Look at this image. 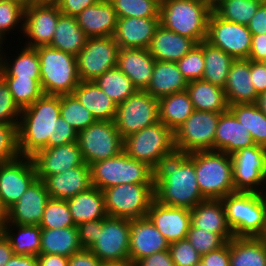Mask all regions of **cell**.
I'll return each instance as SVG.
<instances>
[{
  "instance_id": "6da1fadb",
  "label": "cell",
  "mask_w": 266,
  "mask_h": 266,
  "mask_svg": "<svg viewBox=\"0 0 266 266\" xmlns=\"http://www.w3.org/2000/svg\"><path fill=\"white\" fill-rule=\"evenodd\" d=\"M152 169L155 200L159 203L191 210L206 200L197 183L193 152L175 148L163 155Z\"/></svg>"
},
{
  "instance_id": "7a4b0ae2",
  "label": "cell",
  "mask_w": 266,
  "mask_h": 266,
  "mask_svg": "<svg viewBox=\"0 0 266 266\" xmlns=\"http://www.w3.org/2000/svg\"><path fill=\"white\" fill-rule=\"evenodd\" d=\"M60 117V95H43L22 109L17 126L20 156L32 157L55 146L56 123Z\"/></svg>"
},
{
  "instance_id": "3957f363",
  "label": "cell",
  "mask_w": 266,
  "mask_h": 266,
  "mask_svg": "<svg viewBox=\"0 0 266 266\" xmlns=\"http://www.w3.org/2000/svg\"><path fill=\"white\" fill-rule=\"evenodd\" d=\"M193 163L205 199L221 200L235 192L231 155L214 150L195 151Z\"/></svg>"
},
{
  "instance_id": "277c9868",
  "label": "cell",
  "mask_w": 266,
  "mask_h": 266,
  "mask_svg": "<svg viewBox=\"0 0 266 266\" xmlns=\"http://www.w3.org/2000/svg\"><path fill=\"white\" fill-rule=\"evenodd\" d=\"M211 11L202 0H164L160 5V24L199 44L207 38Z\"/></svg>"
},
{
  "instance_id": "5b68a950",
  "label": "cell",
  "mask_w": 266,
  "mask_h": 266,
  "mask_svg": "<svg viewBox=\"0 0 266 266\" xmlns=\"http://www.w3.org/2000/svg\"><path fill=\"white\" fill-rule=\"evenodd\" d=\"M234 237H259L265 226L266 196L234 192L221 199Z\"/></svg>"
},
{
  "instance_id": "8992f818",
  "label": "cell",
  "mask_w": 266,
  "mask_h": 266,
  "mask_svg": "<svg viewBox=\"0 0 266 266\" xmlns=\"http://www.w3.org/2000/svg\"><path fill=\"white\" fill-rule=\"evenodd\" d=\"M36 50L40 59V81L44 94H72L81 82L76 56L50 46H39Z\"/></svg>"
},
{
  "instance_id": "52a82bcc",
  "label": "cell",
  "mask_w": 266,
  "mask_h": 266,
  "mask_svg": "<svg viewBox=\"0 0 266 266\" xmlns=\"http://www.w3.org/2000/svg\"><path fill=\"white\" fill-rule=\"evenodd\" d=\"M92 186L100 190L119 184H153V169L123 151L90 165Z\"/></svg>"
},
{
  "instance_id": "ba28073f",
  "label": "cell",
  "mask_w": 266,
  "mask_h": 266,
  "mask_svg": "<svg viewBox=\"0 0 266 266\" xmlns=\"http://www.w3.org/2000/svg\"><path fill=\"white\" fill-rule=\"evenodd\" d=\"M174 149V132L160 121L123 139V152L152 168L163 155Z\"/></svg>"
},
{
  "instance_id": "9c48e42d",
  "label": "cell",
  "mask_w": 266,
  "mask_h": 266,
  "mask_svg": "<svg viewBox=\"0 0 266 266\" xmlns=\"http://www.w3.org/2000/svg\"><path fill=\"white\" fill-rule=\"evenodd\" d=\"M103 194L108 216L128 219L146 217L155 199L153 184H119Z\"/></svg>"
},
{
  "instance_id": "30bf717a",
  "label": "cell",
  "mask_w": 266,
  "mask_h": 266,
  "mask_svg": "<svg viewBox=\"0 0 266 266\" xmlns=\"http://www.w3.org/2000/svg\"><path fill=\"white\" fill-rule=\"evenodd\" d=\"M159 122V102L146 90H137L117 105L114 123L122 138Z\"/></svg>"
},
{
  "instance_id": "8fae6325",
  "label": "cell",
  "mask_w": 266,
  "mask_h": 266,
  "mask_svg": "<svg viewBox=\"0 0 266 266\" xmlns=\"http://www.w3.org/2000/svg\"><path fill=\"white\" fill-rule=\"evenodd\" d=\"M77 142L83 160L89 166L115 157L123 151V138L116 129L114 121L96 120L78 133Z\"/></svg>"
},
{
  "instance_id": "7c38bea8",
  "label": "cell",
  "mask_w": 266,
  "mask_h": 266,
  "mask_svg": "<svg viewBox=\"0 0 266 266\" xmlns=\"http://www.w3.org/2000/svg\"><path fill=\"white\" fill-rule=\"evenodd\" d=\"M220 114L194 110L174 132L175 148L188 153L214 150V138Z\"/></svg>"
},
{
  "instance_id": "4fadbf2b",
  "label": "cell",
  "mask_w": 266,
  "mask_h": 266,
  "mask_svg": "<svg viewBox=\"0 0 266 266\" xmlns=\"http://www.w3.org/2000/svg\"><path fill=\"white\" fill-rule=\"evenodd\" d=\"M119 46L112 36L87 38L76 56L80 81H94L117 66Z\"/></svg>"
},
{
  "instance_id": "5bb4252c",
  "label": "cell",
  "mask_w": 266,
  "mask_h": 266,
  "mask_svg": "<svg viewBox=\"0 0 266 266\" xmlns=\"http://www.w3.org/2000/svg\"><path fill=\"white\" fill-rule=\"evenodd\" d=\"M206 41L237 59H248L252 34L246 25L220 18L213 10L208 18Z\"/></svg>"
},
{
  "instance_id": "9a60e30c",
  "label": "cell",
  "mask_w": 266,
  "mask_h": 266,
  "mask_svg": "<svg viewBox=\"0 0 266 266\" xmlns=\"http://www.w3.org/2000/svg\"><path fill=\"white\" fill-rule=\"evenodd\" d=\"M129 219L107 216L96 242L89 249L102 262H122L129 260Z\"/></svg>"
},
{
  "instance_id": "2e32d148",
  "label": "cell",
  "mask_w": 266,
  "mask_h": 266,
  "mask_svg": "<svg viewBox=\"0 0 266 266\" xmlns=\"http://www.w3.org/2000/svg\"><path fill=\"white\" fill-rule=\"evenodd\" d=\"M37 179L31 157L19 156L0 164V202L7 211Z\"/></svg>"
},
{
  "instance_id": "e0dca14e",
  "label": "cell",
  "mask_w": 266,
  "mask_h": 266,
  "mask_svg": "<svg viewBox=\"0 0 266 266\" xmlns=\"http://www.w3.org/2000/svg\"><path fill=\"white\" fill-rule=\"evenodd\" d=\"M235 192L261 193L266 148L253 145L231 155Z\"/></svg>"
},
{
  "instance_id": "ac0fdd59",
  "label": "cell",
  "mask_w": 266,
  "mask_h": 266,
  "mask_svg": "<svg viewBox=\"0 0 266 266\" xmlns=\"http://www.w3.org/2000/svg\"><path fill=\"white\" fill-rule=\"evenodd\" d=\"M61 12L56 3H34L24 11V29L21 41L28 47L48 46L54 36Z\"/></svg>"
},
{
  "instance_id": "d6986e66",
  "label": "cell",
  "mask_w": 266,
  "mask_h": 266,
  "mask_svg": "<svg viewBox=\"0 0 266 266\" xmlns=\"http://www.w3.org/2000/svg\"><path fill=\"white\" fill-rule=\"evenodd\" d=\"M31 158L40 180L84 163L78 142L42 149Z\"/></svg>"
},
{
  "instance_id": "ffe728a7",
  "label": "cell",
  "mask_w": 266,
  "mask_h": 266,
  "mask_svg": "<svg viewBox=\"0 0 266 266\" xmlns=\"http://www.w3.org/2000/svg\"><path fill=\"white\" fill-rule=\"evenodd\" d=\"M49 198L43 180L36 179L7 210L6 219L2 224L39 225Z\"/></svg>"
},
{
  "instance_id": "44dd1931",
  "label": "cell",
  "mask_w": 266,
  "mask_h": 266,
  "mask_svg": "<svg viewBox=\"0 0 266 266\" xmlns=\"http://www.w3.org/2000/svg\"><path fill=\"white\" fill-rule=\"evenodd\" d=\"M129 226V261L133 264L153 253L169 249L170 243L147 216L129 219Z\"/></svg>"
},
{
  "instance_id": "7402d4cb",
  "label": "cell",
  "mask_w": 266,
  "mask_h": 266,
  "mask_svg": "<svg viewBox=\"0 0 266 266\" xmlns=\"http://www.w3.org/2000/svg\"><path fill=\"white\" fill-rule=\"evenodd\" d=\"M147 217L169 243L185 239L191 225L190 209L166 206L155 199Z\"/></svg>"
},
{
  "instance_id": "603a6c76",
  "label": "cell",
  "mask_w": 266,
  "mask_h": 266,
  "mask_svg": "<svg viewBox=\"0 0 266 266\" xmlns=\"http://www.w3.org/2000/svg\"><path fill=\"white\" fill-rule=\"evenodd\" d=\"M160 18H118L114 40L119 48L148 49Z\"/></svg>"
},
{
  "instance_id": "cb8c5ba5",
  "label": "cell",
  "mask_w": 266,
  "mask_h": 266,
  "mask_svg": "<svg viewBox=\"0 0 266 266\" xmlns=\"http://www.w3.org/2000/svg\"><path fill=\"white\" fill-rule=\"evenodd\" d=\"M43 182L49 197L54 199L66 200L93 187L90 166L85 162L60 174L46 177Z\"/></svg>"
},
{
  "instance_id": "d4e9b609",
  "label": "cell",
  "mask_w": 266,
  "mask_h": 266,
  "mask_svg": "<svg viewBox=\"0 0 266 266\" xmlns=\"http://www.w3.org/2000/svg\"><path fill=\"white\" fill-rule=\"evenodd\" d=\"M155 61L148 49L120 48L117 67L138 90H146L151 80Z\"/></svg>"
},
{
  "instance_id": "484cf974",
  "label": "cell",
  "mask_w": 266,
  "mask_h": 266,
  "mask_svg": "<svg viewBox=\"0 0 266 266\" xmlns=\"http://www.w3.org/2000/svg\"><path fill=\"white\" fill-rule=\"evenodd\" d=\"M87 38L114 36L118 16L108 0L91 5L76 16Z\"/></svg>"
},
{
  "instance_id": "4316f807",
  "label": "cell",
  "mask_w": 266,
  "mask_h": 266,
  "mask_svg": "<svg viewBox=\"0 0 266 266\" xmlns=\"http://www.w3.org/2000/svg\"><path fill=\"white\" fill-rule=\"evenodd\" d=\"M255 145L250 132L228 110L221 113L214 138V151L232 155L242 148Z\"/></svg>"
},
{
  "instance_id": "83f0119b",
  "label": "cell",
  "mask_w": 266,
  "mask_h": 266,
  "mask_svg": "<svg viewBox=\"0 0 266 266\" xmlns=\"http://www.w3.org/2000/svg\"><path fill=\"white\" fill-rule=\"evenodd\" d=\"M196 44L193 39L168 30L160 24L148 50L157 61L178 62Z\"/></svg>"
},
{
  "instance_id": "f1b7e54d",
  "label": "cell",
  "mask_w": 266,
  "mask_h": 266,
  "mask_svg": "<svg viewBox=\"0 0 266 266\" xmlns=\"http://www.w3.org/2000/svg\"><path fill=\"white\" fill-rule=\"evenodd\" d=\"M190 212L193 227L221 235L227 242L234 238L221 200L206 199Z\"/></svg>"
},
{
  "instance_id": "f546056e",
  "label": "cell",
  "mask_w": 266,
  "mask_h": 266,
  "mask_svg": "<svg viewBox=\"0 0 266 266\" xmlns=\"http://www.w3.org/2000/svg\"><path fill=\"white\" fill-rule=\"evenodd\" d=\"M223 89L229 105L256 102L258 94L250 78V60L237 59L232 63Z\"/></svg>"
},
{
  "instance_id": "4dcf8cb0",
  "label": "cell",
  "mask_w": 266,
  "mask_h": 266,
  "mask_svg": "<svg viewBox=\"0 0 266 266\" xmlns=\"http://www.w3.org/2000/svg\"><path fill=\"white\" fill-rule=\"evenodd\" d=\"M4 47V44H2L1 77L33 78L40 80V59L36 48L17 45L16 50L18 52L14 51L15 54H11L9 51V55L12 58L7 54L8 51ZM18 47H20V50Z\"/></svg>"
},
{
  "instance_id": "1f68e13d",
  "label": "cell",
  "mask_w": 266,
  "mask_h": 266,
  "mask_svg": "<svg viewBox=\"0 0 266 266\" xmlns=\"http://www.w3.org/2000/svg\"><path fill=\"white\" fill-rule=\"evenodd\" d=\"M98 121H114L117 104L94 81H81L72 93Z\"/></svg>"
},
{
  "instance_id": "d6a6232c",
  "label": "cell",
  "mask_w": 266,
  "mask_h": 266,
  "mask_svg": "<svg viewBox=\"0 0 266 266\" xmlns=\"http://www.w3.org/2000/svg\"><path fill=\"white\" fill-rule=\"evenodd\" d=\"M188 82L176 62L155 61L154 70L146 91L158 100L187 89Z\"/></svg>"
},
{
  "instance_id": "836d02e7",
  "label": "cell",
  "mask_w": 266,
  "mask_h": 266,
  "mask_svg": "<svg viewBox=\"0 0 266 266\" xmlns=\"http://www.w3.org/2000/svg\"><path fill=\"white\" fill-rule=\"evenodd\" d=\"M66 201L76 226L86 221L104 219L108 216L103 191L96 187L78 193Z\"/></svg>"
},
{
  "instance_id": "e575fe53",
  "label": "cell",
  "mask_w": 266,
  "mask_h": 266,
  "mask_svg": "<svg viewBox=\"0 0 266 266\" xmlns=\"http://www.w3.org/2000/svg\"><path fill=\"white\" fill-rule=\"evenodd\" d=\"M186 91L194 110L214 113H224L229 110L223 87L200 79L188 82Z\"/></svg>"
},
{
  "instance_id": "d590c367",
  "label": "cell",
  "mask_w": 266,
  "mask_h": 266,
  "mask_svg": "<svg viewBox=\"0 0 266 266\" xmlns=\"http://www.w3.org/2000/svg\"><path fill=\"white\" fill-rule=\"evenodd\" d=\"M0 231L8 239L14 255L38 256L41 247L39 225L1 224Z\"/></svg>"
},
{
  "instance_id": "8d00e7d4",
  "label": "cell",
  "mask_w": 266,
  "mask_h": 266,
  "mask_svg": "<svg viewBox=\"0 0 266 266\" xmlns=\"http://www.w3.org/2000/svg\"><path fill=\"white\" fill-rule=\"evenodd\" d=\"M230 266H266V242L260 237L232 238Z\"/></svg>"
},
{
  "instance_id": "74e56055",
  "label": "cell",
  "mask_w": 266,
  "mask_h": 266,
  "mask_svg": "<svg viewBox=\"0 0 266 266\" xmlns=\"http://www.w3.org/2000/svg\"><path fill=\"white\" fill-rule=\"evenodd\" d=\"M86 40L87 37L78 25L76 17L60 14L53 39L48 46L77 56Z\"/></svg>"
},
{
  "instance_id": "f35d334b",
  "label": "cell",
  "mask_w": 266,
  "mask_h": 266,
  "mask_svg": "<svg viewBox=\"0 0 266 266\" xmlns=\"http://www.w3.org/2000/svg\"><path fill=\"white\" fill-rule=\"evenodd\" d=\"M82 250L77 227L41 229L40 254H57L70 257Z\"/></svg>"
},
{
  "instance_id": "ab89813d",
  "label": "cell",
  "mask_w": 266,
  "mask_h": 266,
  "mask_svg": "<svg viewBox=\"0 0 266 266\" xmlns=\"http://www.w3.org/2000/svg\"><path fill=\"white\" fill-rule=\"evenodd\" d=\"M159 102V121L175 132L194 111L186 90L162 97Z\"/></svg>"
},
{
  "instance_id": "60d3db41",
  "label": "cell",
  "mask_w": 266,
  "mask_h": 266,
  "mask_svg": "<svg viewBox=\"0 0 266 266\" xmlns=\"http://www.w3.org/2000/svg\"><path fill=\"white\" fill-rule=\"evenodd\" d=\"M198 45L203 49L205 61L202 80L224 88L235 59L206 40L201 41Z\"/></svg>"
},
{
  "instance_id": "b9f144b4",
  "label": "cell",
  "mask_w": 266,
  "mask_h": 266,
  "mask_svg": "<svg viewBox=\"0 0 266 266\" xmlns=\"http://www.w3.org/2000/svg\"><path fill=\"white\" fill-rule=\"evenodd\" d=\"M229 111L251 134L254 143L266 148V116L255 103L229 105Z\"/></svg>"
},
{
  "instance_id": "7bdbcfd3",
  "label": "cell",
  "mask_w": 266,
  "mask_h": 266,
  "mask_svg": "<svg viewBox=\"0 0 266 266\" xmlns=\"http://www.w3.org/2000/svg\"><path fill=\"white\" fill-rule=\"evenodd\" d=\"M94 82L117 105L126 101L138 90L117 66L104 72Z\"/></svg>"
},
{
  "instance_id": "ee69618b",
  "label": "cell",
  "mask_w": 266,
  "mask_h": 266,
  "mask_svg": "<svg viewBox=\"0 0 266 266\" xmlns=\"http://www.w3.org/2000/svg\"><path fill=\"white\" fill-rule=\"evenodd\" d=\"M60 117L77 133L88 128L96 119L73 94L60 95Z\"/></svg>"
},
{
  "instance_id": "f6af8a7d",
  "label": "cell",
  "mask_w": 266,
  "mask_h": 266,
  "mask_svg": "<svg viewBox=\"0 0 266 266\" xmlns=\"http://www.w3.org/2000/svg\"><path fill=\"white\" fill-rule=\"evenodd\" d=\"M262 0H224L213 11L223 20L248 25Z\"/></svg>"
},
{
  "instance_id": "bcb514c9",
  "label": "cell",
  "mask_w": 266,
  "mask_h": 266,
  "mask_svg": "<svg viewBox=\"0 0 266 266\" xmlns=\"http://www.w3.org/2000/svg\"><path fill=\"white\" fill-rule=\"evenodd\" d=\"M24 11L25 8L10 0H0V43L5 44L7 36L13 33L17 36L19 42L21 33L24 29ZM17 30V32H16ZM15 31V32H13ZM20 32V33H18ZM15 33V34H14ZM20 36H18V34ZM17 34V35H16Z\"/></svg>"
},
{
  "instance_id": "7dc6e473",
  "label": "cell",
  "mask_w": 266,
  "mask_h": 266,
  "mask_svg": "<svg viewBox=\"0 0 266 266\" xmlns=\"http://www.w3.org/2000/svg\"><path fill=\"white\" fill-rule=\"evenodd\" d=\"M2 78L8 85L15 103L21 110L30 106L44 95L40 80L19 77Z\"/></svg>"
},
{
  "instance_id": "c3c4849f",
  "label": "cell",
  "mask_w": 266,
  "mask_h": 266,
  "mask_svg": "<svg viewBox=\"0 0 266 266\" xmlns=\"http://www.w3.org/2000/svg\"><path fill=\"white\" fill-rule=\"evenodd\" d=\"M39 227L41 229L76 227L67 201L64 199L49 198L46 202Z\"/></svg>"
},
{
  "instance_id": "681fc988",
  "label": "cell",
  "mask_w": 266,
  "mask_h": 266,
  "mask_svg": "<svg viewBox=\"0 0 266 266\" xmlns=\"http://www.w3.org/2000/svg\"><path fill=\"white\" fill-rule=\"evenodd\" d=\"M118 18H160V5L154 0H108Z\"/></svg>"
},
{
  "instance_id": "f907efd6",
  "label": "cell",
  "mask_w": 266,
  "mask_h": 266,
  "mask_svg": "<svg viewBox=\"0 0 266 266\" xmlns=\"http://www.w3.org/2000/svg\"><path fill=\"white\" fill-rule=\"evenodd\" d=\"M186 239L201 256L218 250L227 243L221 235L193 227L192 225H190Z\"/></svg>"
},
{
  "instance_id": "816d5d0a",
  "label": "cell",
  "mask_w": 266,
  "mask_h": 266,
  "mask_svg": "<svg viewBox=\"0 0 266 266\" xmlns=\"http://www.w3.org/2000/svg\"><path fill=\"white\" fill-rule=\"evenodd\" d=\"M176 63L187 82L202 79L205 61L203 49L198 44Z\"/></svg>"
},
{
  "instance_id": "f5cc1de1",
  "label": "cell",
  "mask_w": 266,
  "mask_h": 266,
  "mask_svg": "<svg viewBox=\"0 0 266 266\" xmlns=\"http://www.w3.org/2000/svg\"><path fill=\"white\" fill-rule=\"evenodd\" d=\"M19 156L17 125L0 124V164Z\"/></svg>"
},
{
  "instance_id": "db71d44e",
  "label": "cell",
  "mask_w": 266,
  "mask_h": 266,
  "mask_svg": "<svg viewBox=\"0 0 266 266\" xmlns=\"http://www.w3.org/2000/svg\"><path fill=\"white\" fill-rule=\"evenodd\" d=\"M21 109L15 103L8 85L0 76V124H19Z\"/></svg>"
},
{
  "instance_id": "11a10c76",
  "label": "cell",
  "mask_w": 266,
  "mask_h": 266,
  "mask_svg": "<svg viewBox=\"0 0 266 266\" xmlns=\"http://www.w3.org/2000/svg\"><path fill=\"white\" fill-rule=\"evenodd\" d=\"M168 250L175 266H194L201 260V255L186 238L170 243Z\"/></svg>"
},
{
  "instance_id": "9f6ffc18",
  "label": "cell",
  "mask_w": 266,
  "mask_h": 266,
  "mask_svg": "<svg viewBox=\"0 0 266 266\" xmlns=\"http://www.w3.org/2000/svg\"><path fill=\"white\" fill-rule=\"evenodd\" d=\"M103 219L86 221L77 225L79 241L82 249H90L96 242L99 230L102 229Z\"/></svg>"
},
{
  "instance_id": "6f0895ef",
  "label": "cell",
  "mask_w": 266,
  "mask_h": 266,
  "mask_svg": "<svg viewBox=\"0 0 266 266\" xmlns=\"http://www.w3.org/2000/svg\"><path fill=\"white\" fill-rule=\"evenodd\" d=\"M205 266H230V240L218 250L201 256Z\"/></svg>"
},
{
  "instance_id": "680465c9",
  "label": "cell",
  "mask_w": 266,
  "mask_h": 266,
  "mask_svg": "<svg viewBox=\"0 0 266 266\" xmlns=\"http://www.w3.org/2000/svg\"><path fill=\"white\" fill-rule=\"evenodd\" d=\"M100 1L101 0H57L55 3L61 14L76 17L84 9Z\"/></svg>"
},
{
  "instance_id": "91938a15",
  "label": "cell",
  "mask_w": 266,
  "mask_h": 266,
  "mask_svg": "<svg viewBox=\"0 0 266 266\" xmlns=\"http://www.w3.org/2000/svg\"><path fill=\"white\" fill-rule=\"evenodd\" d=\"M77 140L78 133L62 117H59V123H56L55 129V146L77 142Z\"/></svg>"
},
{
  "instance_id": "94428289",
  "label": "cell",
  "mask_w": 266,
  "mask_h": 266,
  "mask_svg": "<svg viewBox=\"0 0 266 266\" xmlns=\"http://www.w3.org/2000/svg\"><path fill=\"white\" fill-rule=\"evenodd\" d=\"M250 78L258 95L266 91V65L263 62L250 61Z\"/></svg>"
},
{
  "instance_id": "6125c7cd",
  "label": "cell",
  "mask_w": 266,
  "mask_h": 266,
  "mask_svg": "<svg viewBox=\"0 0 266 266\" xmlns=\"http://www.w3.org/2000/svg\"><path fill=\"white\" fill-rule=\"evenodd\" d=\"M102 263L89 249H82L69 257L68 266H102Z\"/></svg>"
},
{
  "instance_id": "be15d7a7",
  "label": "cell",
  "mask_w": 266,
  "mask_h": 266,
  "mask_svg": "<svg viewBox=\"0 0 266 266\" xmlns=\"http://www.w3.org/2000/svg\"><path fill=\"white\" fill-rule=\"evenodd\" d=\"M135 266H175V264L171 259L169 250H164L138 260Z\"/></svg>"
},
{
  "instance_id": "e7e4bbea",
  "label": "cell",
  "mask_w": 266,
  "mask_h": 266,
  "mask_svg": "<svg viewBox=\"0 0 266 266\" xmlns=\"http://www.w3.org/2000/svg\"><path fill=\"white\" fill-rule=\"evenodd\" d=\"M266 59V34L252 35L248 60L263 62Z\"/></svg>"
},
{
  "instance_id": "03108f58",
  "label": "cell",
  "mask_w": 266,
  "mask_h": 266,
  "mask_svg": "<svg viewBox=\"0 0 266 266\" xmlns=\"http://www.w3.org/2000/svg\"><path fill=\"white\" fill-rule=\"evenodd\" d=\"M247 27L252 35L266 34V3L260 4Z\"/></svg>"
},
{
  "instance_id": "003e7915",
  "label": "cell",
  "mask_w": 266,
  "mask_h": 266,
  "mask_svg": "<svg viewBox=\"0 0 266 266\" xmlns=\"http://www.w3.org/2000/svg\"><path fill=\"white\" fill-rule=\"evenodd\" d=\"M69 257L57 254H39L37 256L38 266H68Z\"/></svg>"
},
{
  "instance_id": "a7ac6f4b",
  "label": "cell",
  "mask_w": 266,
  "mask_h": 266,
  "mask_svg": "<svg viewBox=\"0 0 266 266\" xmlns=\"http://www.w3.org/2000/svg\"><path fill=\"white\" fill-rule=\"evenodd\" d=\"M14 255L8 239L0 231V266H5Z\"/></svg>"
},
{
  "instance_id": "89a4df30",
  "label": "cell",
  "mask_w": 266,
  "mask_h": 266,
  "mask_svg": "<svg viewBox=\"0 0 266 266\" xmlns=\"http://www.w3.org/2000/svg\"><path fill=\"white\" fill-rule=\"evenodd\" d=\"M5 266H38L37 257L32 255H13Z\"/></svg>"
},
{
  "instance_id": "2644e50d",
  "label": "cell",
  "mask_w": 266,
  "mask_h": 266,
  "mask_svg": "<svg viewBox=\"0 0 266 266\" xmlns=\"http://www.w3.org/2000/svg\"><path fill=\"white\" fill-rule=\"evenodd\" d=\"M255 104L263 112V114L266 116V91L262 92L258 95Z\"/></svg>"
},
{
  "instance_id": "8c879c8a",
  "label": "cell",
  "mask_w": 266,
  "mask_h": 266,
  "mask_svg": "<svg viewBox=\"0 0 266 266\" xmlns=\"http://www.w3.org/2000/svg\"><path fill=\"white\" fill-rule=\"evenodd\" d=\"M102 266H135V264L127 260L122 262H103Z\"/></svg>"
},
{
  "instance_id": "753ad0ef",
  "label": "cell",
  "mask_w": 266,
  "mask_h": 266,
  "mask_svg": "<svg viewBox=\"0 0 266 266\" xmlns=\"http://www.w3.org/2000/svg\"><path fill=\"white\" fill-rule=\"evenodd\" d=\"M10 1L18 3L20 6H22L25 9L34 3H38V0H10Z\"/></svg>"
},
{
  "instance_id": "34e18365",
  "label": "cell",
  "mask_w": 266,
  "mask_h": 266,
  "mask_svg": "<svg viewBox=\"0 0 266 266\" xmlns=\"http://www.w3.org/2000/svg\"><path fill=\"white\" fill-rule=\"evenodd\" d=\"M211 10L216 8L224 0H202Z\"/></svg>"
},
{
  "instance_id": "11e5206c",
  "label": "cell",
  "mask_w": 266,
  "mask_h": 266,
  "mask_svg": "<svg viewBox=\"0 0 266 266\" xmlns=\"http://www.w3.org/2000/svg\"><path fill=\"white\" fill-rule=\"evenodd\" d=\"M261 193L266 196V160H265V167L263 172V180H262V188Z\"/></svg>"
},
{
  "instance_id": "2a66077c",
  "label": "cell",
  "mask_w": 266,
  "mask_h": 266,
  "mask_svg": "<svg viewBox=\"0 0 266 266\" xmlns=\"http://www.w3.org/2000/svg\"><path fill=\"white\" fill-rule=\"evenodd\" d=\"M6 214H7V211L4 209V207L2 206L0 202V226L5 221Z\"/></svg>"
},
{
  "instance_id": "b9fcfbb0",
  "label": "cell",
  "mask_w": 266,
  "mask_h": 266,
  "mask_svg": "<svg viewBox=\"0 0 266 266\" xmlns=\"http://www.w3.org/2000/svg\"><path fill=\"white\" fill-rule=\"evenodd\" d=\"M263 241L266 242V218H265V226H264V229H263V232L262 234L259 236Z\"/></svg>"
},
{
  "instance_id": "09005b40",
  "label": "cell",
  "mask_w": 266,
  "mask_h": 266,
  "mask_svg": "<svg viewBox=\"0 0 266 266\" xmlns=\"http://www.w3.org/2000/svg\"><path fill=\"white\" fill-rule=\"evenodd\" d=\"M1 68H2V44L0 43V76H1Z\"/></svg>"
},
{
  "instance_id": "979ff035",
  "label": "cell",
  "mask_w": 266,
  "mask_h": 266,
  "mask_svg": "<svg viewBox=\"0 0 266 266\" xmlns=\"http://www.w3.org/2000/svg\"><path fill=\"white\" fill-rule=\"evenodd\" d=\"M57 0H38V2H49V3H55Z\"/></svg>"
},
{
  "instance_id": "deb4b68c",
  "label": "cell",
  "mask_w": 266,
  "mask_h": 266,
  "mask_svg": "<svg viewBox=\"0 0 266 266\" xmlns=\"http://www.w3.org/2000/svg\"><path fill=\"white\" fill-rule=\"evenodd\" d=\"M194 266H205L204 264H203V262H199V263H197V264H195Z\"/></svg>"
},
{
  "instance_id": "67dfc351",
  "label": "cell",
  "mask_w": 266,
  "mask_h": 266,
  "mask_svg": "<svg viewBox=\"0 0 266 266\" xmlns=\"http://www.w3.org/2000/svg\"><path fill=\"white\" fill-rule=\"evenodd\" d=\"M154 1H156L159 5H161L164 0H154Z\"/></svg>"
}]
</instances>
